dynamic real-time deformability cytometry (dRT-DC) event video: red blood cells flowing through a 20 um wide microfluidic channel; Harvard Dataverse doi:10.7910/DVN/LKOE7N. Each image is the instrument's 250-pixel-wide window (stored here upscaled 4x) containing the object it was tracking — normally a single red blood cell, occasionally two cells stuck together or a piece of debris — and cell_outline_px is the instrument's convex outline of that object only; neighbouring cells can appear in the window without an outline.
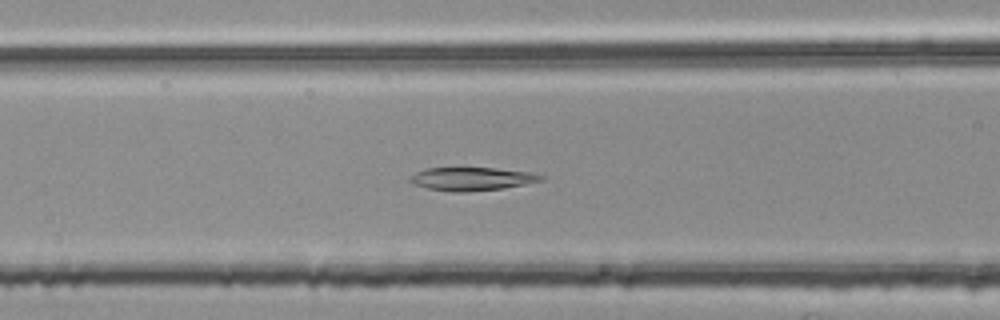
{"species": "common noctule bat (a hibernating species)", "species_latin": "Nyctalus noctula", "temperature_condition": "room temperature", "stored_images_in_passage": 54, "segment_of_instrument_passage": [2, 2], "camera_frame_rate_fps": 3000, "um_per_image_px": 0.085, "animal": {"sex": "female", "body_mass_g": 25.1}, "frame": {"image": 1, "passage_image": 22, "time_ms": 7.0, "image_size_px": [1000, 320], "cell_outline_px": [[544, 176], [540, 180], [524, 184], [504, 188], [464, 192], [456, 192], [428, 188], [412, 184], [408, 180], [416, 172], [424, 168], [496, 168], [532, 172]], "centroid_in_image_um": [40.08, 15.2], "position_along_channel_um": 126.5, "area_um2": 17.57}}
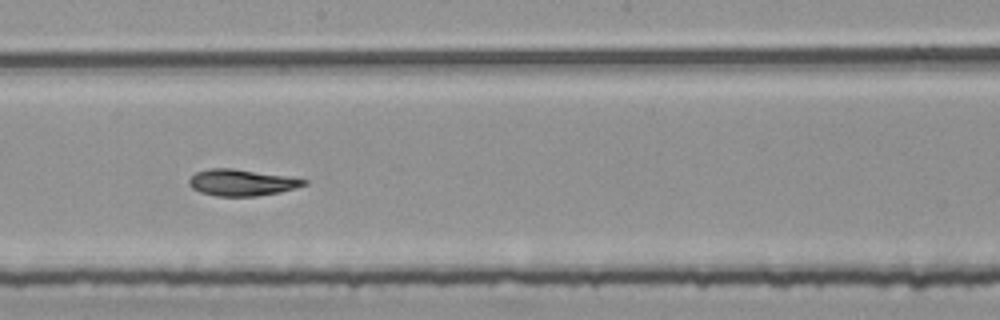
{"frame": {"image": 2, "passage_image": 30, "time_ms": 9.667, "image_size_px": [1000, 320], "cell_outline_px": [[308, 184], [296, 188], [280, 192], [256, 196], [216, 196], [200, 192], [192, 188], [188, 184], [188, 180], [196, 172], [208, 168], [232, 168], [284, 176], [308, 180]], "centroid_in_image_um": [20.52, 15.52], "position_along_channel_um": 227.7, "area_um2": 17.63}}
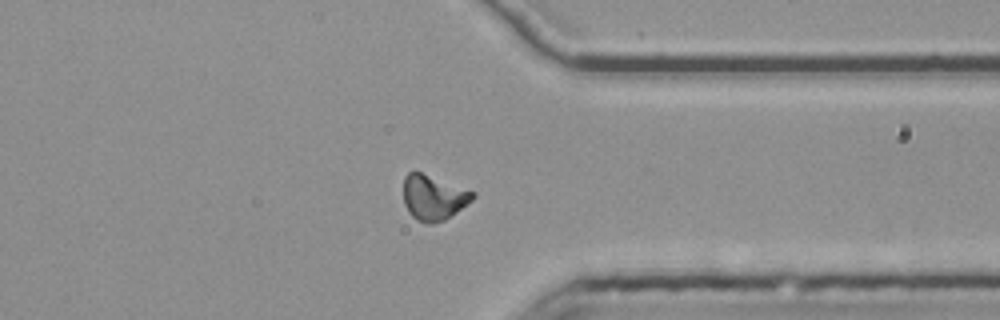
{"frame": {"image": 3, "passage_image": 42, "time_ms": 13.667, "image_size_px": [1000, 320], "cell_outline_px": [[476, 196], [472, 200], [444, 220], [432, 224], [428, 224], [416, 220], [408, 212], [404, 204], [404, 176], [412, 168], [476, 192]], "centroid_in_image_um": [36.82, 16.75], "position_along_channel_um": 374.6, "area_um2": 18.5}}